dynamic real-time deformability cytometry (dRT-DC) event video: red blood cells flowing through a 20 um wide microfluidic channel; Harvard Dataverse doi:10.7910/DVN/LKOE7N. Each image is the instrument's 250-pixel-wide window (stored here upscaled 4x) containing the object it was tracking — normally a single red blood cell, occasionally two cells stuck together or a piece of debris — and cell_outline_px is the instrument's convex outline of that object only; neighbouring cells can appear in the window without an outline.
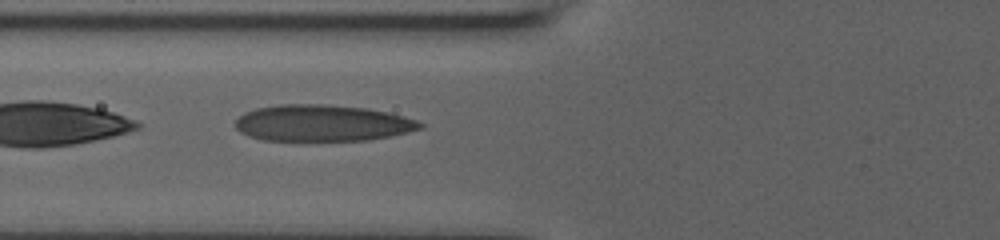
{"species": "human", "species_latin": "Homo sapiens", "temperature_condition": "room temperature", "stored_images_in_passage": 36, "camera_frame_rate_fps": 3000, "um_per_image_px": 0.085, "donor": {"sex": "male"}, "frame": {"image": 1, "passage_image": 3, "time_ms": 0.667, "image_size_px": [1000, 240], "cell_outline_px": [[424, 128], [392, 136], [368, 140], [264, 140], [248, 136], [240, 132], [236, 128], [236, 120], [244, 112], [256, 108], [280, 104], [324, 104], [368, 108], [388, 112], [404, 116], [416, 120], [424, 124]], "centroid_in_image_um": [27.42, 10.45], "position_along_channel_um": 98.4, "area_um2": 39.36}}
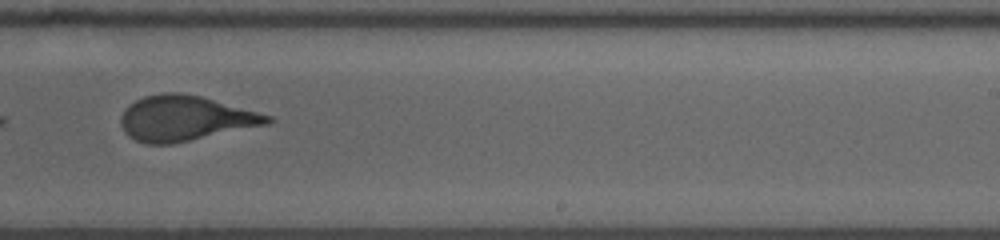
{"frame": {"image": 2, "passage_image": 17, "time_ms": 5.333, "image_size_px": [1000, 240], "cell_outline_px": [[276, 120], [268, 124], [172, 144], [148, 144], [136, 140], [128, 136], [124, 132], [120, 124], [120, 116], [136, 100], [144, 96], [164, 92], [180, 92], [200, 96], [272, 116]], "centroid_in_image_um": [15.73, 10.06], "position_along_channel_um": 273.3, "area_um2": 38.32}}
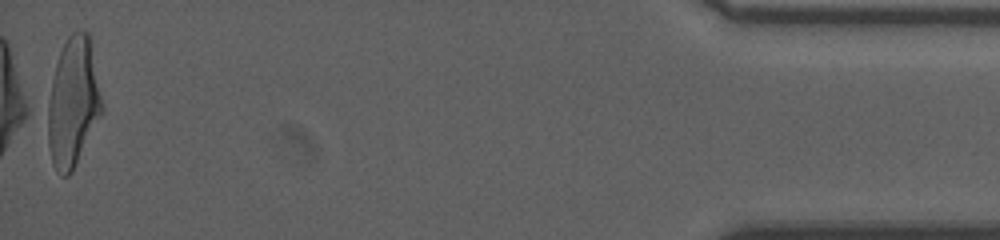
{"frame": {"image": 3, "passage_image": 36, "time_ms": 11.667, "image_size_px": [1000, 240], "cell_outline_px": [[104, 108], [72, 172], [68, 176], [60, 176], [56, 172], [52, 164], [40, 112], [40, 108], [60, 52], [68, 36], [72, 32], [88, 32]], "centroid_in_image_um": [6.08, 8.78], "position_along_channel_um": 429.1, "area_um2": 42.54}, "authors_computed_cell_mechanics": {"area_um2": 39.0728, "velocity_mm_per_s": 3.734, "shape_relaxation_time_tau1_ms": 6.2471, "shape_relaxation_time_tau2_ms": 0.8509, "deformation_change_tau1": 0.251, "deformation_change_tau2": 0.0972}}